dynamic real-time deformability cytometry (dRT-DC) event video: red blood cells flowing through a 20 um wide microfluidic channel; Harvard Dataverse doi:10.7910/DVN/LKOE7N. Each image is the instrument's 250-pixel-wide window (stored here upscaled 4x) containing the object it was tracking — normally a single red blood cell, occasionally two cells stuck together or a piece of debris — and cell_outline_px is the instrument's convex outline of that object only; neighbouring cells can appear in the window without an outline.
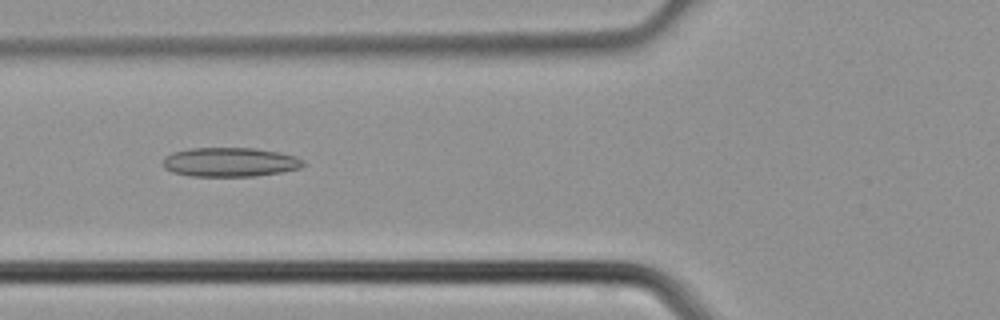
{"species": "common noctule bat (a hibernating species)", "species_latin": "Nyctalus noctula", "temperature_condition": "cold", "stored_images_in_passage": 4, "camera_frame_rate_fps": 3000, "um_per_image_px": 0.085, "animal": {"sex": "male", "body_mass_g": 21.5, "forearm_length_mm": 52.0}, "frame": {"image": 1, "passage_image": 4, "time_ms": 1.0, "image_size_px": [1000, 320], "cell_outline_px": [[304, 164], [300, 168], [280, 172], [256, 176], [192, 176], [172, 172], [164, 168], [164, 156], [172, 152], [192, 148], [256, 148], [280, 152], [296, 156], [304, 160]], "centroid_in_image_um": [19.56, 13.77], "position_along_channel_um": 106.2, "area_um2": 23.93}}